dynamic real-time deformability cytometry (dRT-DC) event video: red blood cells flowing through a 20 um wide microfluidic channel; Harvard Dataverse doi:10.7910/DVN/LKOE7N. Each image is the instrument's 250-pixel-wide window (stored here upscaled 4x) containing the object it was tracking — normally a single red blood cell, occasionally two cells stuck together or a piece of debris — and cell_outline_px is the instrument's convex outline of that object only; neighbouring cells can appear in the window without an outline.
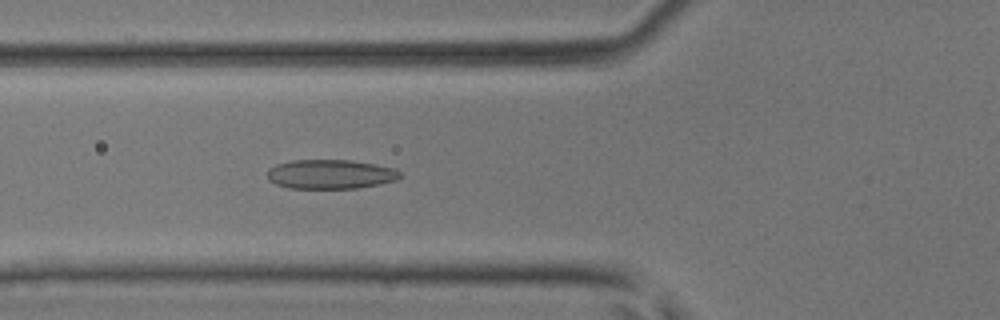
{"species": "common noctule bat (a hibernating species)", "species_latin": "Nyctalus noctula", "temperature_condition": "room temperature", "stored_images_in_passage": 47, "camera_frame_rate_fps": 3000, "um_per_image_px": 0.085, "animal": {"sex": "male", "body_mass_g": 17.9, "forearm_length_mm": 54.2}, "frame": {"image": 1, "passage_image": 18, "time_ms": 5.667, "image_size_px": [1000, 320], "cell_outline_px": [[400, 176], [396, 180], [380, 184], [356, 188], [288, 188], [276, 184], [268, 180], [268, 168], [276, 164], [292, 160], [352, 160], [392, 168], [400, 172]], "centroid_in_image_um": [28.04, 14.81], "position_along_channel_um": 97.8, "area_um2": 22.54}}
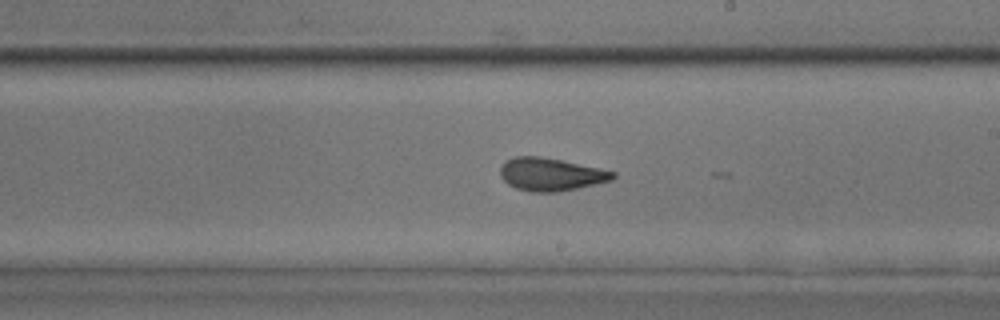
{"frame": {"image": 2, "passage_image": 28, "time_ms": 9.0, "image_size_px": [1000, 320], "cell_outline_px": [[616, 176], [612, 180], [560, 192], [532, 192], [516, 188], [508, 184], [500, 176], [500, 164], [504, 160], [512, 156], [540, 156], [560, 160], [616, 172]], "centroid_in_image_um": [46.76, 14.81], "position_along_channel_um": 242.2, "area_um2": 21.62}}
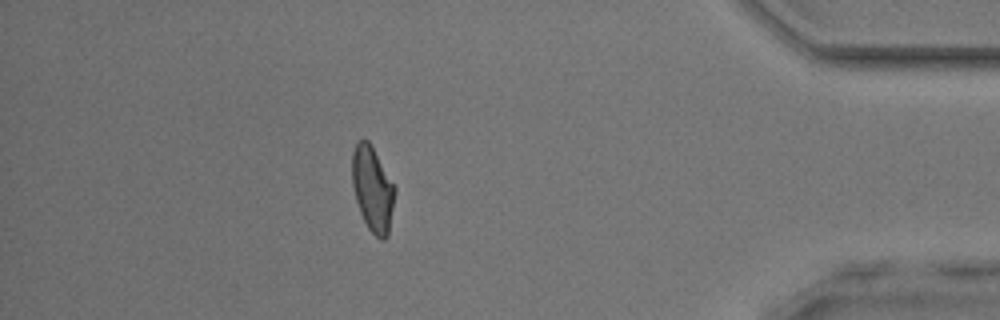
{"frame": {"image": 3, "passage_image": 42, "time_ms": 13.667, "image_size_px": [1000, 320], "cell_outline_px": [[396, 192], [388, 236], [384, 240], [380, 240], [368, 228], [360, 212], [356, 200], [352, 184], [352, 152], [356, 140], [368, 140], [396, 188]], "centroid_in_image_um": [31.67, 16.08], "position_along_channel_um": 403.5, "area_um2": 21.15}}